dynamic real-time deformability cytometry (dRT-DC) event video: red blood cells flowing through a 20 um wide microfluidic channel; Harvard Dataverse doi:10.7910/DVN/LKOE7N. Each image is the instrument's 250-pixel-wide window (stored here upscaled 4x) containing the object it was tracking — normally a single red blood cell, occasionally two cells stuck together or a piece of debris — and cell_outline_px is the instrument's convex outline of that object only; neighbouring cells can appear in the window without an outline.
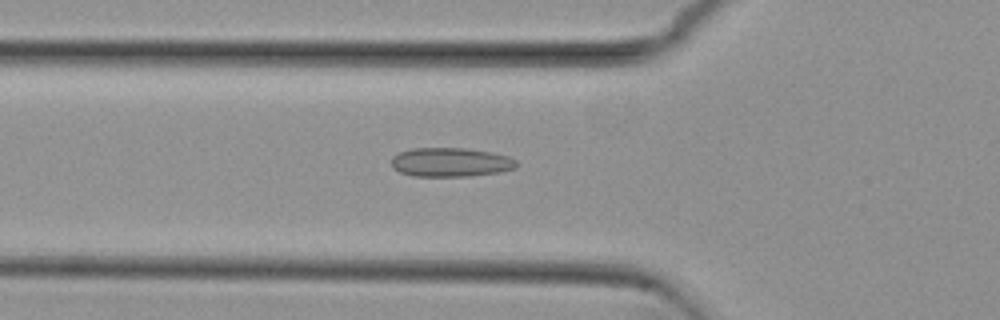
{"species": "common noctule bat (a hibernating species)", "species_latin": "Nyctalus noctula", "temperature_condition": "cold", "stored_images_in_passage": 35, "camera_frame_rate_fps": 3000, "um_per_image_px": 0.085, "animal": {"sex": "female", "body_mass_g": 29.2, "forearm_length_mm": 56.3}, "frame": {"image": 1, "passage_image": 5, "time_ms": 1.333, "image_size_px": [1000, 320], "cell_outline_px": [[516, 168], [500, 172], [468, 176], [412, 176], [400, 172], [392, 168], [392, 156], [400, 152], [412, 148], [464, 148], [492, 152], [508, 156], [516, 160]], "centroid_in_image_um": [38.29, 13.79], "position_along_channel_um": 87.5, "area_um2": 21.21}}
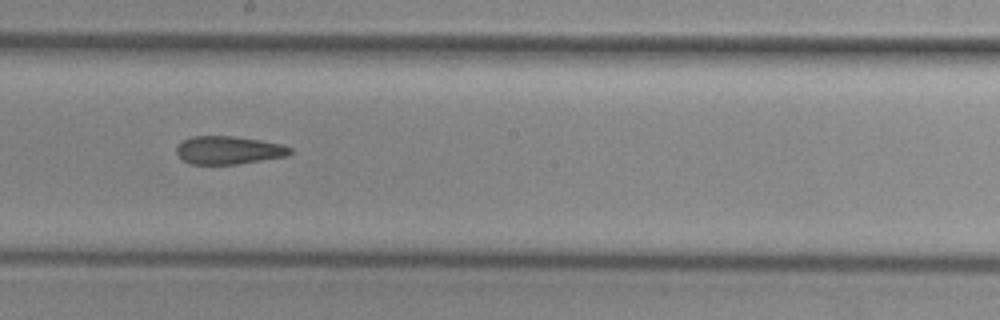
{"frame": {"image": 2, "passage_image": 16, "time_ms": 5.0, "image_size_px": [1000, 320], "cell_outline_px": [[292, 152], [288, 156], [236, 164], [192, 164], [184, 160], [176, 152], [176, 144], [192, 136], [232, 136], [260, 140], [284, 144], [292, 148]], "centroid_in_image_um": [19.45, 12.76], "position_along_channel_um": 228.7, "area_um2": 18.61}}
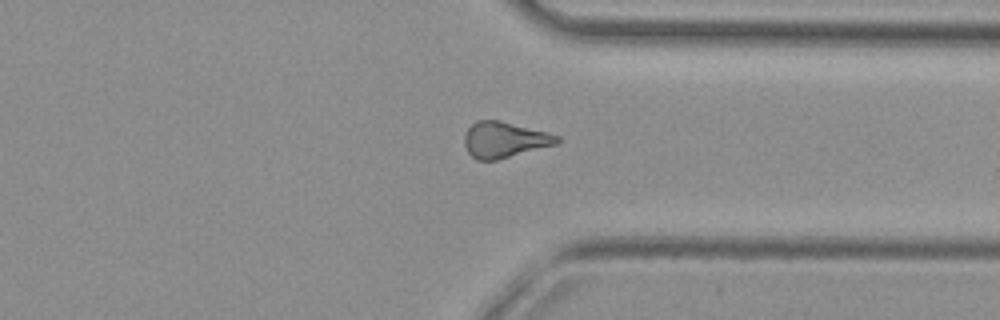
{"frame": {"image": 3, "passage_image": 27, "time_ms": 8.667, "image_size_px": [1000, 320], "cell_outline_px": [[560, 140], [556, 144], [496, 160], [476, 160], [468, 152], [464, 144], [464, 136], [468, 128], [476, 120], [496, 120], [548, 132], [560, 136]], "centroid_in_image_um": [42.86, 11.88], "position_along_channel_um": 368.5, "area_um2": 19.13}, "authors_computed_cell_mechanics": {"area_um2": 19.4208, "velocity_mm_per_s": 3.8377, "shape_relaxation_time_tau1_ms": null, "shape_relaxation_time_tau2_ms": 4.838, "deformation_change_tau1": null, "deformation_change_tau2": 0.1325}}